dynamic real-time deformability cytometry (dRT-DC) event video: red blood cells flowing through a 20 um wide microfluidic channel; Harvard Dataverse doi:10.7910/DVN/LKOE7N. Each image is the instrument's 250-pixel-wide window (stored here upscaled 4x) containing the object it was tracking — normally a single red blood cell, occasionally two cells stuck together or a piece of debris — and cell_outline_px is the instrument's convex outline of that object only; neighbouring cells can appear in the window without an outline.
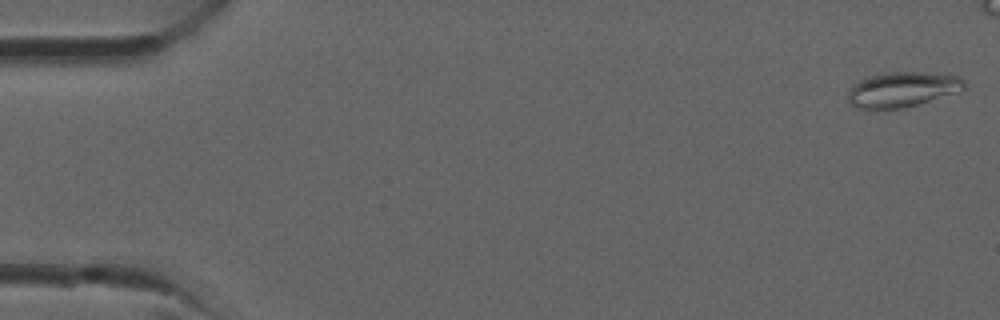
{"species": "common noctule bat (a hibernating species)", "species_latin": "Nyctalus noctula", "temperature_condition": "room temperature", "stored_images_in_passage": 32, "camera_frame_rate_fps": 3000, "um_per_image_px": 0.085, "animal": {"sex": "male", "forearm_length_mm": 52.5}, "frame": {"image": 1, "passage_image": 1, "time_ms": 0.0, "image_size_px": [1000, 320], "cell_outline_px": [[964, 88], [956, 92], [904, 108], [864, 112], [848, 104], [848, 88], [852, 84], [864, 76], [884, 72], [920, 72], [956, 76], [964, 80]], "centroid_in_image_um": [76.52, 7.64], "position_along_channel_um": 8.5, "area_um2": 24.45}}
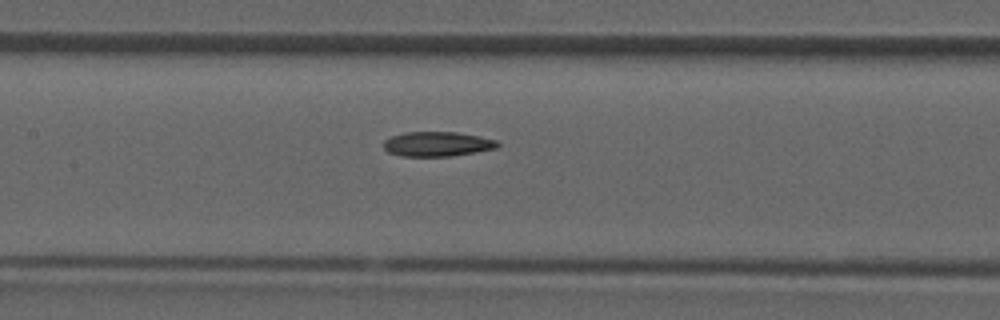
{"frame": {"image": 2, "passage_image": 17, "time_ms": 5.333, "image_size_px": [1000, 320], "cell_outline_px": [[500, 144], [496, 148], [476, 152], [452, 156], [400, 156], [388, 152], [384, 148], [384, 140], [392, 136], [404, 132], [456, 132], [480, 136], [496, 140]], "centroid_in_image_um": [37.16, 12.24], "position_along_channel_um": 170.2, "area_um2": 16.42}}
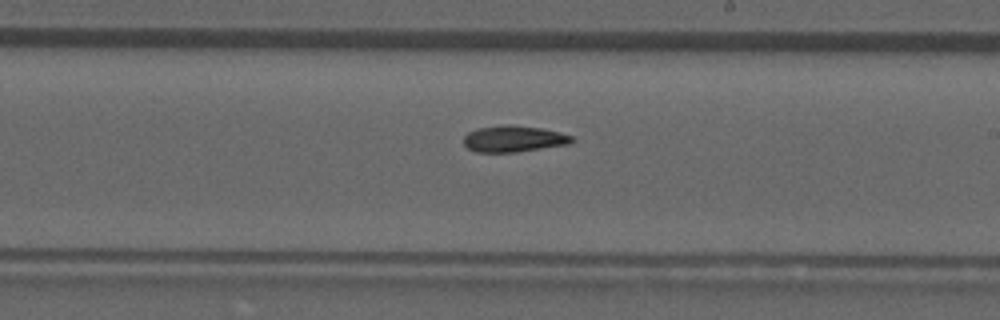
{"frame": {"image": 3, "passage_image": 21, "time_ms": 6.667, "image_size_px": [1000, 320], "cell_outline_px": [[572, 140], [568, 144], [516, 152], [476, 152], [468, 148], [464, 144], [464, 136], [468, 132], [476, 128], [504, 124], [512, 124], [540, 128], [560, 132], [572, 136]], "centroid_in_image_um": [43.61, 11.79], "position_along_channel_um": 245.4, "area_um2": 16.59}}